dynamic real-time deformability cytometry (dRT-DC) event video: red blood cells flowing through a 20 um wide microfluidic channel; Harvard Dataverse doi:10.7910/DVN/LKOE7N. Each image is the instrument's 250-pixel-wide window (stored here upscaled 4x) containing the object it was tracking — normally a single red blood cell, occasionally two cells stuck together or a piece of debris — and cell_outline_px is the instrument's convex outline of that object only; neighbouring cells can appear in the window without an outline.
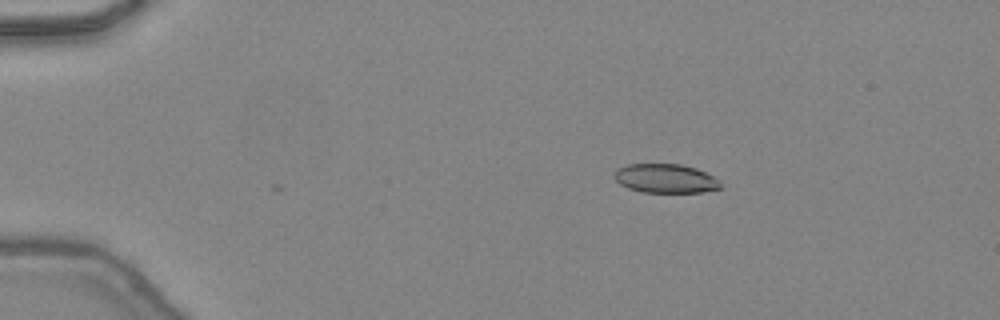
{"species": "common noctule bat (a hibernating species)", "species_latin": "Nyctalus noctula", "temperature_condition": "warm", "stored_images_in_passage": 3, "camera_frame_rate_fps": 3000, "um_per_image_px": 0.085, "animal": {"sex": "female", "body_mass_g": 24.6, "forearm_length_mm": 56.2}, "frame": {"image": 1, "passage_image": 3, "time_ms": 0.667, "image_size_px": [1000, 320], "cell_outline_px": [[724, 188], [704, 192], [640, 192], [628, 188], [620, 184], [612, 176], [616, 168], [628, 164], [680, 164], [696, 168], [712, 176]], "centroid_in_image_um": [56.52, 15.17], "position_along_channel_um": 28.5, "area_um2": 18.03}}